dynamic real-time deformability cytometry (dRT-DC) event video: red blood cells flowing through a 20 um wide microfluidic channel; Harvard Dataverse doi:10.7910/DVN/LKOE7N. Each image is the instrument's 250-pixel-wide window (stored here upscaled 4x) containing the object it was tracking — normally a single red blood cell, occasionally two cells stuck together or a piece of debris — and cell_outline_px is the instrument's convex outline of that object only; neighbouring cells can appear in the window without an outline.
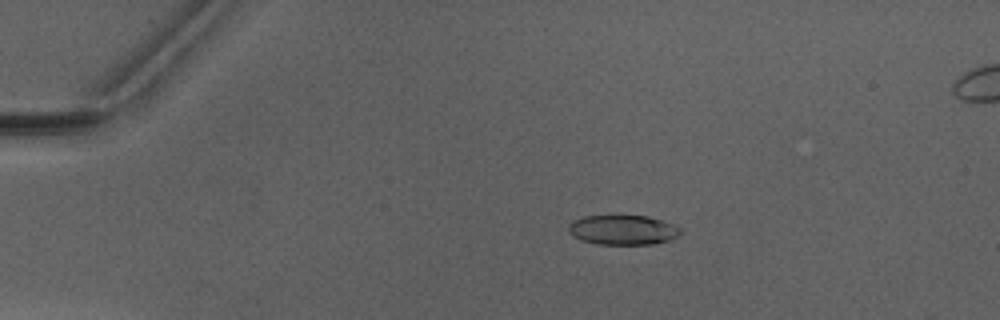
{"species": "Egyptian fruit bat (a non-hibernating species)", "species_latin": "Rousettus aegyptiacus", "temperature_condition": "warm", "stored_images_in_passage": 5, "camera_frame_rate_fps": 3000, "um_per_image_px": 0.085, "animal": {"sex": "male"}, "frame": {"image": 1, "passage_image": 1, "time_ms": 0.0, "image_size_px": [1000, 320], "cell_outline_px": [[680, 232], [676, 236], [668, 240], [652, 244], [596, 244], [580, 240], [572, 236], [568, 232], [568, 224], [572, 220], [584, 216], [648, 216], [664, 220], [680, 228]], "centroid_in_image_um": [52.88, 19.54], "position_along_channel_um": 32.1, "area_um2": 19.42}}
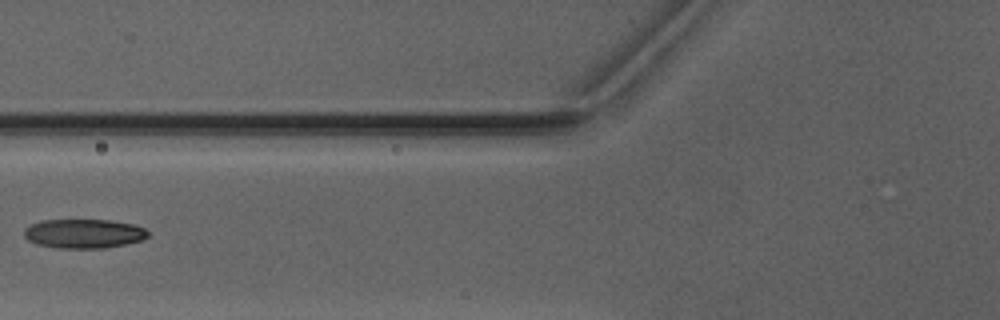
{"frame": {"image": 2, "passage_image": 4, "time_ms": 3.667, "image_size_px": [1000, 320], "cell_outline_px": [[148, 236], [140, 240], [124, 244], [104, 248], [56, 248], [36, 244], [28, 240], [24, 236], [24, 228], [40, 220], [112, 220], [132, 224], [144, 228], [148, 232]], "centroid_in_image_um": [7.08, 19.85], "position_along_channel_um": 118.7, "area_um2": 21.04}}
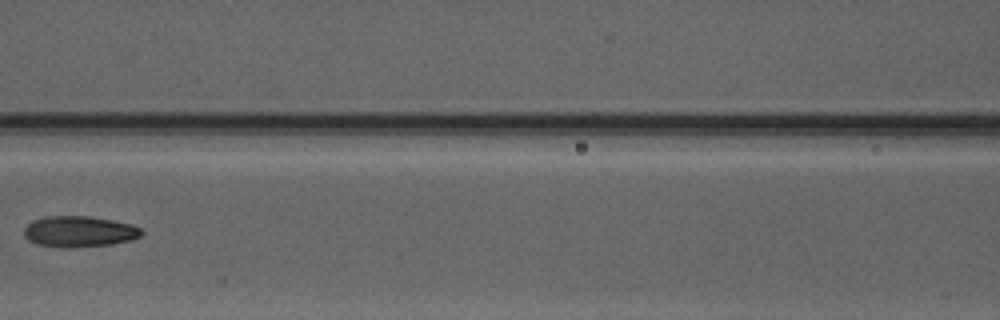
{"frame": {"image": 3, "passage_image": 5, "time_ms": 4.667, "image_size_px": [1000, 320], "cell_outline_px": [[144, 232], [140, 236], [128, 240], [112, 244], [68, 248], [36, 244], [28, 240], [24, 236], [24, 228], [32, 220], [44, 216], [88, 216], [112, 220], [132, 224], [140, 228]], "centroid_in_image_um": [6.7, 19.67], "position_along_channel_um": 159.9, "area_um2": 21.21}}